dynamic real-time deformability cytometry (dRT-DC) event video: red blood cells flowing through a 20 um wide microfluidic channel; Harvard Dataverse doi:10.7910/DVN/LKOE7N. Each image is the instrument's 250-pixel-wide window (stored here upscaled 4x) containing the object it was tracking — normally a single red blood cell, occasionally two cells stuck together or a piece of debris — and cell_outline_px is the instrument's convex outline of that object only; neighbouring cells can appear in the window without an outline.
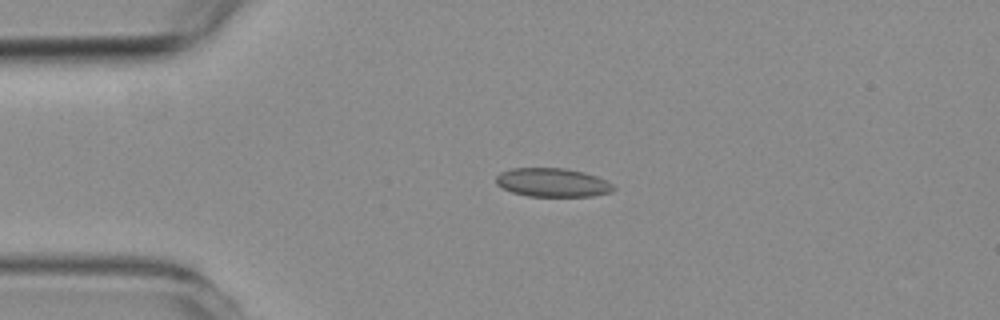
{"species": "common noctule bat (a hibernating species)", "species_latin": "Nyctalus noctula", "temperature_condition": "room temperature", "stored_images_in_passage": 4, "camera_frame_rate_fps": 3000, "um_per_image_px": 0.085, "animal": {"sex": "female", "body_mass_g": 19.3, "forearm_length_mm": 54.1}, "frame": {"image": 1, "passage_image": 2, "time_ms": 1.0, "image_size_px": [1000, 320], "cell_outline_px": [[616, 188], [612, 192], [592, 196], [528, 196], [512, 192], [496, 184], [496, 176], [500, 172], [512, 168], [564, 168], [584, 172], [596, 176], [612, 184]], "centroid_in_image_um": [46.96, 15.51], "position_along_channel_um": 38.0, "area_um2": 19.59}}
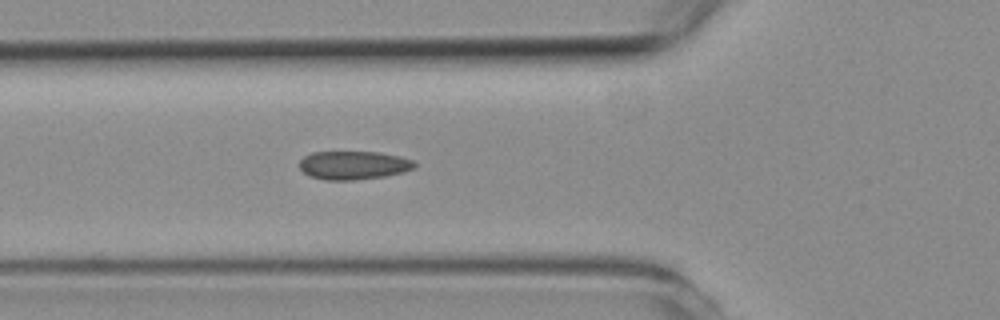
{"frame": {"image": 2, "passage_image": 4, "time_ms": 3.333, "image_size_px": [1000, 320], "cell_outline_px": [[416, 168], [404, 172], [384, 176], [356, 180], [324, 180], [312, 176], [304, 172], [300, 168], [300, 160], [304, 156], [312, 152], [380, 152], [400, 156], [412, 160], [416, 164]], "centroid_in_image_um": [30.08, 14.04], "position_along_channel_um": 95.7, "area_um2": 19.13}}